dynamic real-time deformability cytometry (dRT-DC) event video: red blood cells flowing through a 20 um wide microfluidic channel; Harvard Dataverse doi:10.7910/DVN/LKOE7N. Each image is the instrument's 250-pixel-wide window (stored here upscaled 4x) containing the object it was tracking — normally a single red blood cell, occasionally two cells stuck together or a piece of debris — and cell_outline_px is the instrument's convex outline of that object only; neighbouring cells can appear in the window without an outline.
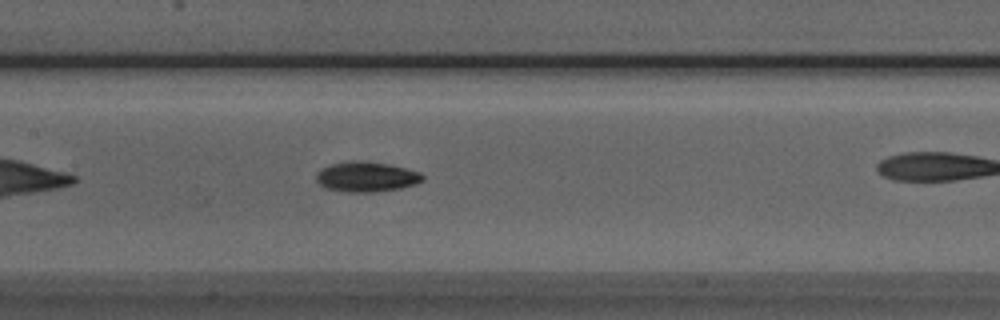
{"species": "Egyptian fruit bat (a non-hibernating species)", "species_latin": "Rousettus aegyptiacus", "temperature_condition": "room temperature", "stored_images_in_passage": 18, "camera_frame_rate_fps": 3000, "um_per_image_px": 0.085, "animal": {"sex": "male"}, "frame": {"image": 1, "passage_image": 12, "time_ms": 3.667, "image_size_px": [1000, 320], "cell_outline_px": [[424, 180], [416, 184], [400, 188], [372, 192], [348, 192], [324, 188], [316, 180], [316, 172], [320, 168], [332, 164], [352, 160], [360, 160], [388, 164], [420, 172], [424, 176]], "centroid_in_image_um": [31.12, 15.02], "position_along_channel_um": 176.3, "area_um2": 18.73}}
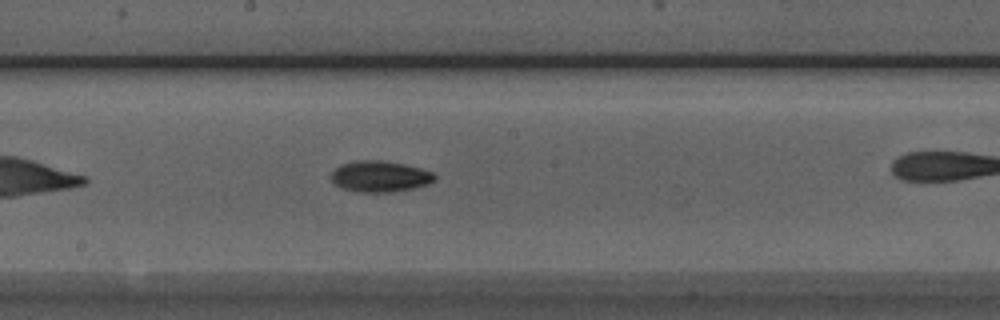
{"frame": {"image": 2, "passage_image": 15, "time_ms": 4.667, "image_size_px": [1000, 320], "cell_outline_px": [[436, 180], [428, 184], [412, 188], [388, 192], [360, 192], [340, 188], [332, 180], [332, 172], [340, 164], [356, 160], [380, 160], [404, 164], [420, 168], [432, 172], [436, 176]], "centroid_in_image_um": [32.29, 14.99], "position_along_channel_um": 215.9, "area_um2": 18.67}}